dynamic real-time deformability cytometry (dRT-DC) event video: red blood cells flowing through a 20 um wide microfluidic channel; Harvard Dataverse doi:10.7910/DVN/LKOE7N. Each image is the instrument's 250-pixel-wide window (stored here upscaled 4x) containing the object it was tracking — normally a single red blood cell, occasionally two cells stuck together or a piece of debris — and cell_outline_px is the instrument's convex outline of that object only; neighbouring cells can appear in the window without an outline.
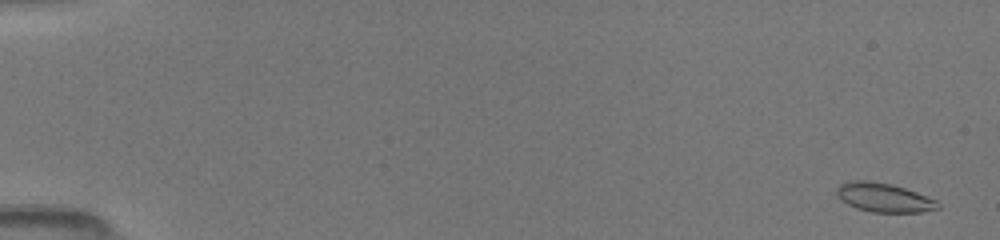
{"species": "common noctule bat (a hibernating species)", "species_latin": "Nyctalus noctula", "temperature_condition": "room temperature", "stored_images_in_passage": 21, "camera_frame_rate_fps": 3000, "um_per_image_px": 0.085, "animal": {"sex": "female", "body_mass_g": 19.5, "forearm_length_mm": 54.1}, "frame": {"image": 1, "passage_image": 2, "time_ms": 0.333, "image_size_px": [1000, 240], "cell_outline_px": [[940, 208], [920, 212], [872, 212], [856, 208], [848, 204], [836, 192], [836, 188], [840, 184], [852, 180], [864, 180], [892, 184], [916, 192], [936, 200], [940, 204]], "centroid_in_image_um": [75.15, 16.79], "position_along_channel_um": 9.8, "area_um2": 16.88}}
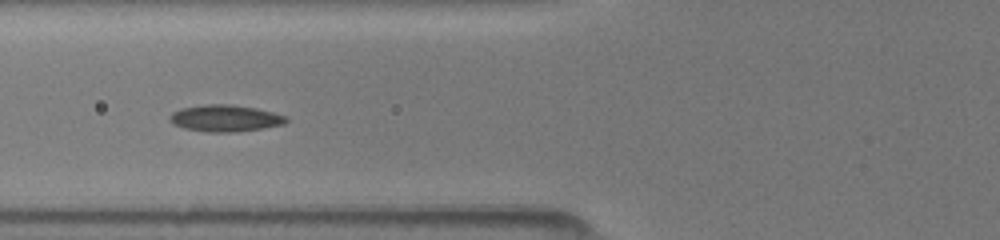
{"frame": {"image": 2, "passage_image": 14, "time_ms": 6.667, "image_size_px": [1000, 240], "cell_outline_px": [[288, 120], [284, 124], [264, 128], [236, 132], [204, 132], [184, 128], [172, 124], [168, 120], [168, 116], [172, 112], [180, 108], [204, 104], [232, 104], [256, 108], [288, 116]], "centroid_in_image_um": [19.11, 10.05], "position_along_channel_um": 106.7, "area_um2": 18.44}}
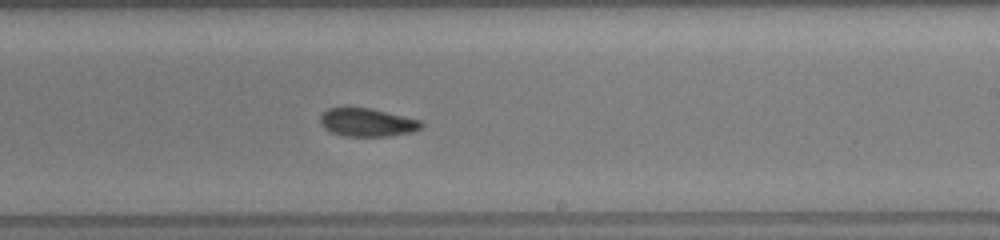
{"frame": {"image": 3, "passage_image": 21, "time_ms": 10.333, "image_size_px": [1000, 240], "cell_outline_px": [[424, 124], [420, 128], [408, 132], [388, 136], [344, 136], [332, 132], [324, 128], [320, 124], [320, 116], [328, 108], [372, 108], [420, 120]], "centroid_in_image_um": [31.18, 10.4], "position_along_channel_um": 257.8, "area_um2": 16.42}}